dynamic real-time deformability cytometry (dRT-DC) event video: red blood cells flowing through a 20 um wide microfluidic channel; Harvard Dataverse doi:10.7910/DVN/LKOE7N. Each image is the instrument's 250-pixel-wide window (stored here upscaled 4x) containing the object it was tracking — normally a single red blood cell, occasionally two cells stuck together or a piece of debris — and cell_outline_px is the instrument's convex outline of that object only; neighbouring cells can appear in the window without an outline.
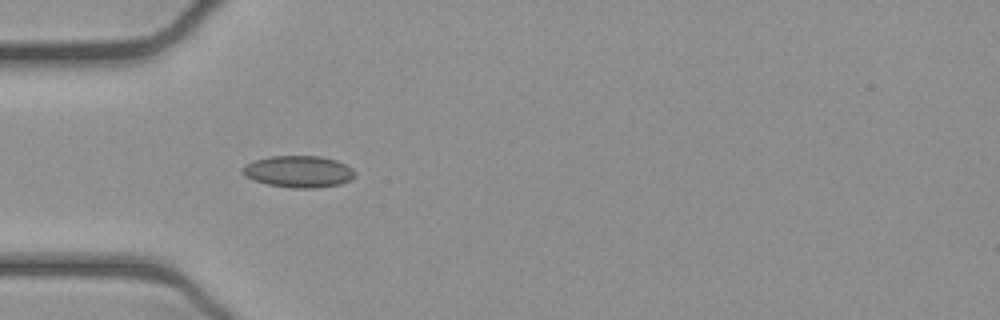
{"species": "common noctule bat (a hibernating species)", "species_latin": "Nyctalus noctula", "temperature_condition": "cold", "stored_images_in_passage": 37, "camera_frame_rate_fps": 3000, "um_per_image_px": 0.085, "animal": {"sex": "female", "body_mass_g": 21.9}, "frame": {"image": 1, "passage_image": 1, "time_ms": 0.0, "image_size_px": [1000, 320], "cell_outline_px": [[356, 176], [340, 184], [316, 188], [292, 188], [268, 184], [252, 180], [244, 176], [240, 172], [240, 168], [244, 164], [256, 160], [272, 156], [320, 156], [336, 160], [352, 168], [356, 172]], "centroid_in_image_um": [25.34, 14.58], "position_along_channel_um": 59.7, "area_um2": 20.92}}
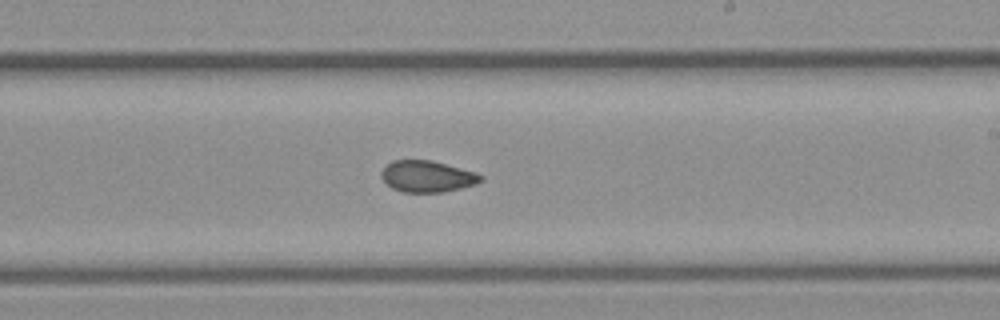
{"frame": {"image": 2, "passage_image": 16, "time_ms": 5.0, "image_size_px": [1000, 320], "cell_outline_px": [[484, 180], [476, 184], [444, 192], [404, 192], [392, 188], [380, 176], [380, 172], [392, 160], [432, 160], [476, 172], [484, 176]], "centroid_in_image_um": [36.34, 14.99], "position_along_channel_um": 252.7, "area_um2": 18.26}}
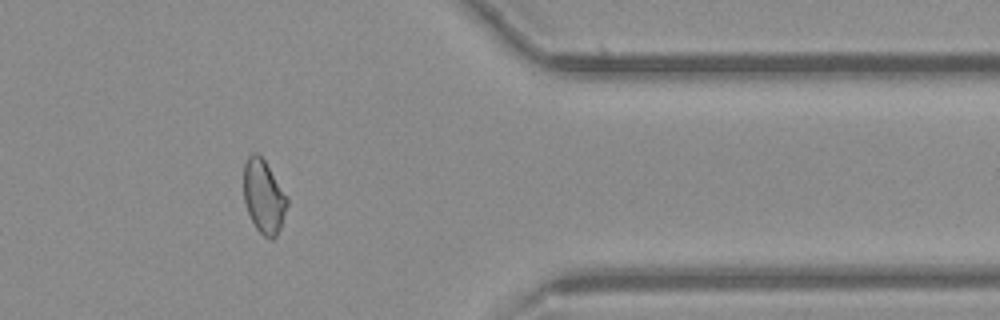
{"frame": {"image": 3, "passage_image": 28, "time_ms": 9.0, "image_size_px": [1000, 320], "cell_outline_px": [[288, 204], [280, 228], [276, 236], [272, 240], [264, 236], [256, 228], [248, 212], [244, 200], [244, 164], [248, 156], [252, 152], [256, 152], [264, 160], [288, 196]], "centroid_in_image_um": [22.42, 16.7], "position_along_channel_um": 389.0, "area_um2": 18.55}, "authors_computed_cell_mechanics": {"area_um2": 18.9006, "velocity_mm_per_s": 3.9054, "shape_relaxation_time_tau1_ms": null, "shape_relaxation_time_tau2_ms": 3.7209, "deformation_change_tau1": null, "deformation_change_tau2": 0.0674}}